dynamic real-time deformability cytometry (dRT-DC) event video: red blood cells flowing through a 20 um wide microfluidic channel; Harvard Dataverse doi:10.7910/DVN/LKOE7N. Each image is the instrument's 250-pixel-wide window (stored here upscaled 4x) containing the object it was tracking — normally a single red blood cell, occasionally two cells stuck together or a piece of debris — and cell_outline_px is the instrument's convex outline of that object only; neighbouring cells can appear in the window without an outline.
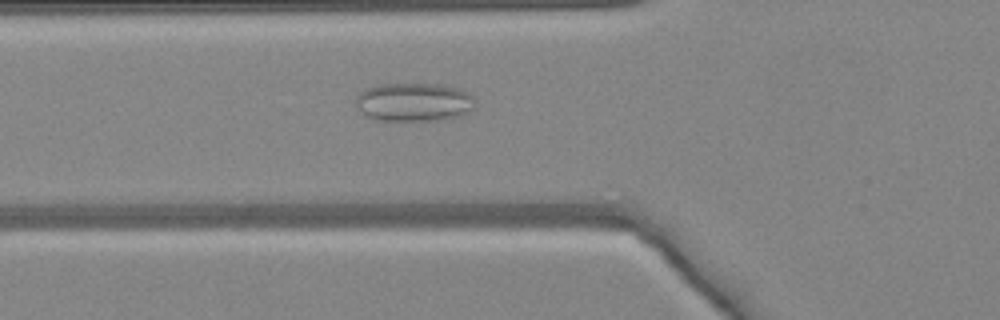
{"species": "common noctule bat (a hibernating species)", "species_latin": "Nyctalus noctula", "temperature_condition": "warm", "stored_images_in_passage": 33, "camera_frame_rate_fps": 3000, "um_per_image_px": 0.085, "animal": {"sex": "female", "body_mass_g": 24.6, "forearm_length_mm": 56.2}, "frame": {"image": 1, "passage_image": 3, "time_ms": 0.667, "image_size_px": [1000, 320], "cell_outline_px": [[476, 108], [460, 116], [436, 120], [376, 120], [364, 116], [356, 108], [356, 96], [360, 92], [368, 88], [380, 84], [440, 84], [460, 88], [476, 96]], "centroid_in_image_um": [35.22, 8.68], "position_along_channel_um": 90.6, "area_um2": 27.28}}
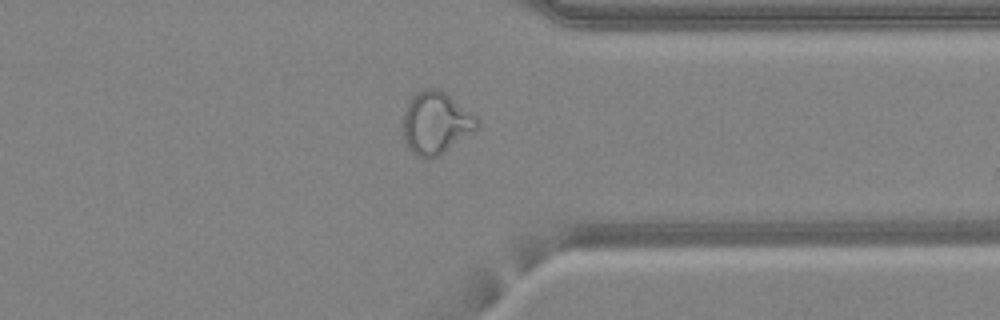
{"frame": {"image": 2, "passage_image": 23, "time_ms": 7.333, "image_size_px": [1000, 320], "cell_outline_px": [[480, 124], [476, 128], [440, 156], [424, 160], [416, 156], [408, 148], [404, 140], [404, 116], [408, 100], [416, 92], [424, 88], [436, 88], [444, 92], [476, 116], [480, 120]], "centroid_in_image_um": [37.02, 10.47], "position_along_channel_um": 374.4, "area_um2": 26.76}}
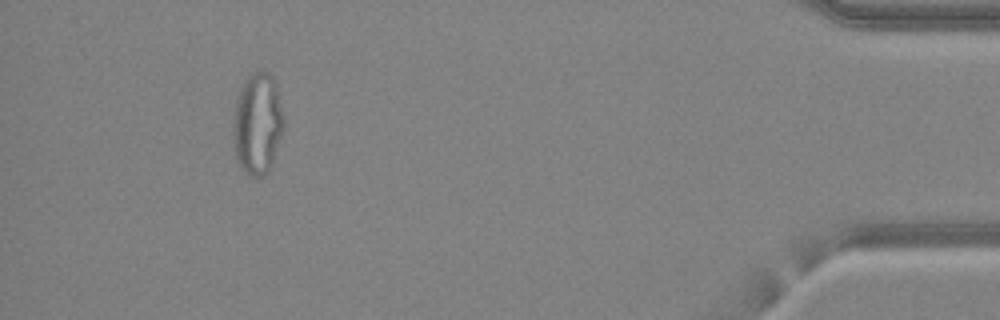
{"frame": {"image": 3, "passage_image": 30, "time_ms": 9.667, "image_size_px": [1000, 320], "cell_outline_px": [[284, 128], [268, 172], [264, 176], [248, 176], [244, 172], [236, 160], [232, 132], [232, 124], [236, 100], [240, 88], [244, 80], [248, 76], [256, 72], [268, 72], [272, 76], [276, 84], [284, 116]], "centroid_in_image_um": [21.87, 10.52], "position_along_channel_um": 413.3, "area_um2": 30.17}, "authors_computed_cell_mechanics": {"area_um2": 23.8714, "velocity_mm_per_s": 4.2892, "shape_relaxation_time_tau1_ms": null, "shape_relaxation_time_tau2_ms": 1.4272, "deformation_change_tau1": null, "deformation_change_tau2": 0.0855}}